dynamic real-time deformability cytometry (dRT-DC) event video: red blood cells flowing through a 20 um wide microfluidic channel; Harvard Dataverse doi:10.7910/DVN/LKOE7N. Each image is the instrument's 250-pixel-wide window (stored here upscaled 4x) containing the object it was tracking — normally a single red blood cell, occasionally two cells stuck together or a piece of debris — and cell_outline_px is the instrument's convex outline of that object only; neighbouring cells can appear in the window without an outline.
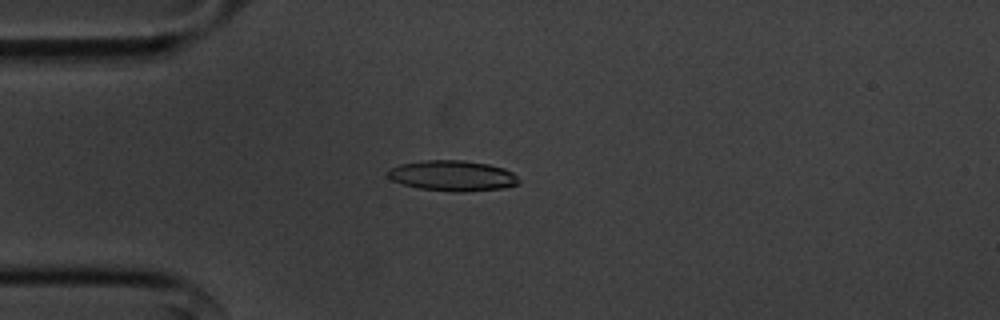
{"species": "common noctule bat (a hibernating species)", "species_latin": "Nyctalus noctula", "temperature_condition": "cold", "stored_images_in_passage": 55, "camera_frame_rate_fps": 3000, "um_per_image_px": 0.085, "animal": {"sex": "male", "body_mass_g": 20.1, "forearm_length_mm": 53.5}, "frame": {"image": 1, "passage_image": 14, "time_ms": 4.333, "image_size_px": [1000, 320], "cell_outline_px": [[520, 184], [504, 188], [460, 192], [452, 192], [420, 188], [404, 184], [392, 180], [388, 176], [388, 172], [392, 168], [400, 164], [428, 160], [460, 160], [488, 164], [504, 168], [512, 172], [520, 180]], "centroid_in_image_um": [38.52, 14.94], "position_along_channel_um": 46.5, "area_um2": 23.12}}
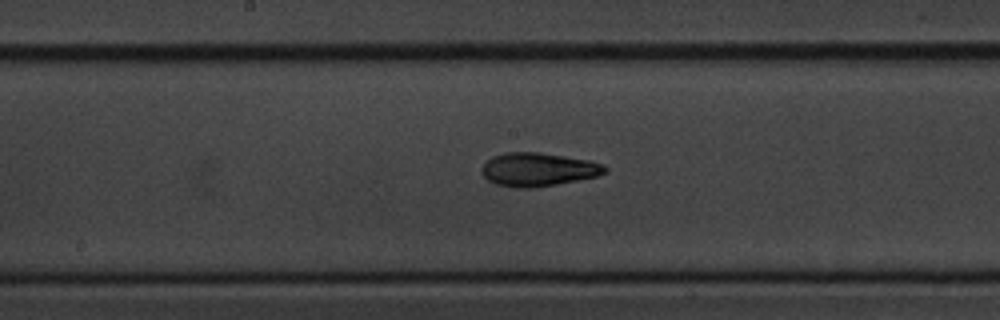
{"frame": {"image": 2, "passage_image": 28, "time_ms": 9.0, "image_size_px": [1000, 320], "cell_outline_px": [[608, 172], [596, 176], [556, 184], [532, 188], [516, 188], [496, 184], [488, 180], [480, 172], [480, 168], [492, 156], [508, 152], [540, 152], [588, 160], [600, 164], [608, 168]], "centroid_in_image_um": [45.7, 14.4], "position_along_channel_um": 202.5, "area_um2": 23.93}}
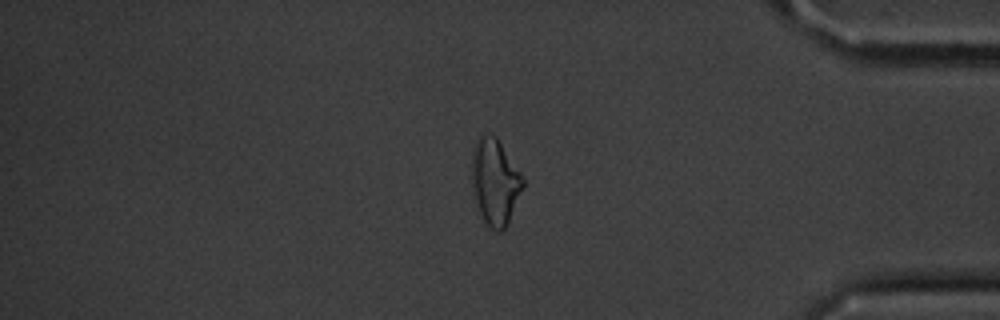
{"frame": {"image": 3, "passage_image": 46, "time_ms": 15.0, "image_size_px": [1000, 320], "cell_outline_px": [[524, 184], [508, 224], [500, 232], [496, 232], [484, 220], [476, 204], [472, 192], [472, 148], [480, 136], [484, 132], [496, 136], [520, 172], [524, 180]], "centroid_in_image_um": [42.06, 15.44], "position_along_channel_um": 393.1, "area_um2": 25.55}, "authors_computed_cell_mechanics": {"area_um2": 23.12, "velocity_mm_per_s": 3.6311, "shape_relaxation_time_tau1_ms": 3.788, "shape_relaxation_time_tau2_ms": 4.4027, "deformation_change_tau1": 0.1412, "deformation_change_tau2": 0.1044}}